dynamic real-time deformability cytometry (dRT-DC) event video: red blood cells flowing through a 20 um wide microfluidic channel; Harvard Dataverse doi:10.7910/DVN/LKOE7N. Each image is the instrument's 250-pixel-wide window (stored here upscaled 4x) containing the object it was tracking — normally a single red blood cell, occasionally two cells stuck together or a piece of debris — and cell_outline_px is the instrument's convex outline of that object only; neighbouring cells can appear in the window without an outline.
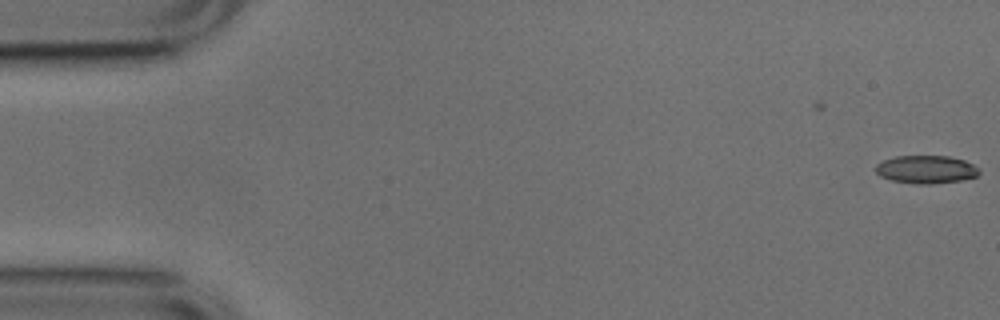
{"species": "common noctule bat (a hibernating species)", "species_latin": "Nyctalus noctula", "temperature_condition": "cold", "stored_images_in_passage": 5, "camera_frame_rate_fps": 3000, "um_per_image_px": 0.085, "animal": {"sex": "male", "body_mass_g": 17.9, "forearm_length_mm": 54.2}, "frame": {"image": 1, "passage_image": 1, "time_ms": 0.0, "image_size_px": [1000, 320], "cell_outline_px": [[980, 172], [976, 176], [960, 180], [932, 184], [916, 184], [892, 180], [880, 176], [876, 172], [876, 164], [884, 160], [896, 156], [948, 156], [964, 160], [980, 168]], "centroid_in_image_um": [78.72, 14.4], "position_along_channel_um": 6.3, "area_um2": 16.82}}
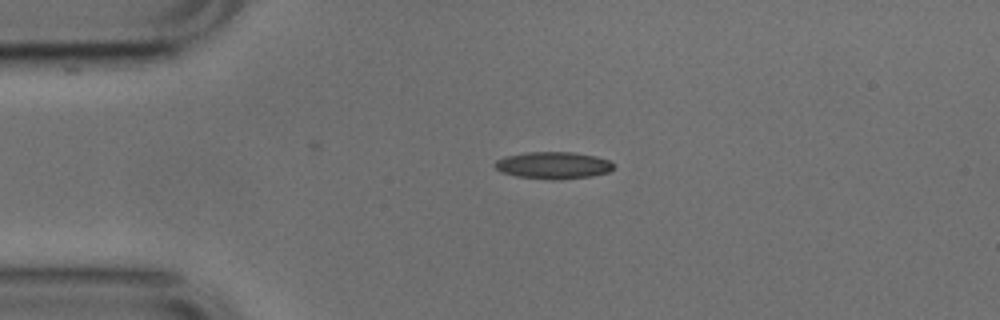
{"frame": {"image": 2, "passage_image": 4, "time_ms": 1.0, "image_size_px": [1000, 320], "cell_outline_px": [[616, 164], [608, 172], [592, 176], [560, 180], [552, 180], [516, 176], [500, 172], [492, 164], [496, 160], [504, 156], [528, 152], [572, 152], [596, 156], [608, 160]], "centroid_in_image_um": [47.0, 14.05], "position_along_channel_um": 38.0, "area_um2": 18.9}}